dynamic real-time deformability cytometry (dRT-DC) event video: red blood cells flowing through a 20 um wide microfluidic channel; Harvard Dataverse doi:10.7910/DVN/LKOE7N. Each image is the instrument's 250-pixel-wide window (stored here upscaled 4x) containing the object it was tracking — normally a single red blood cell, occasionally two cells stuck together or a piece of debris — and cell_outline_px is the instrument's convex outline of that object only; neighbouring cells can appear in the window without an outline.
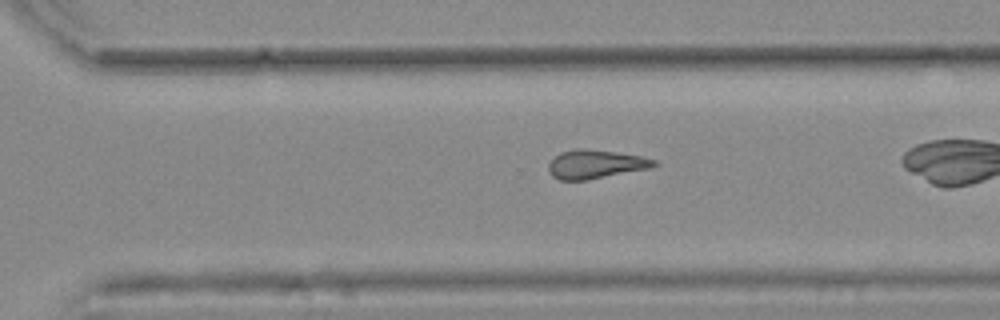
{"species": "common noctule bat (a hibernating species)", "species_latin": "Nyctalus noctula", "temperature_condition": "warm", "stored_images_in_passage": 39, "camera_frame_rate_fps": 3000, "um_per_image_px": 0.085, "animal": {"sex": "female", "body_mass_g": 25.1}, "frame": {"image": 1, "passage_image": 34, "time_ms": 11.0, "image_size_px": [1000, 320], "cell_outline_px": [[660, 164], [648, 168], [588, 180], [560, 180], [552, 176], [548, 172], [548, 164], [560, 152], [576, 148], [584, 148], [616, 152], [640, 156], [656, 160]], "centroid_in_image_um": [50.59, 13.95], "position_along_channel_um": 320.0, "area_um2": 17.63}}